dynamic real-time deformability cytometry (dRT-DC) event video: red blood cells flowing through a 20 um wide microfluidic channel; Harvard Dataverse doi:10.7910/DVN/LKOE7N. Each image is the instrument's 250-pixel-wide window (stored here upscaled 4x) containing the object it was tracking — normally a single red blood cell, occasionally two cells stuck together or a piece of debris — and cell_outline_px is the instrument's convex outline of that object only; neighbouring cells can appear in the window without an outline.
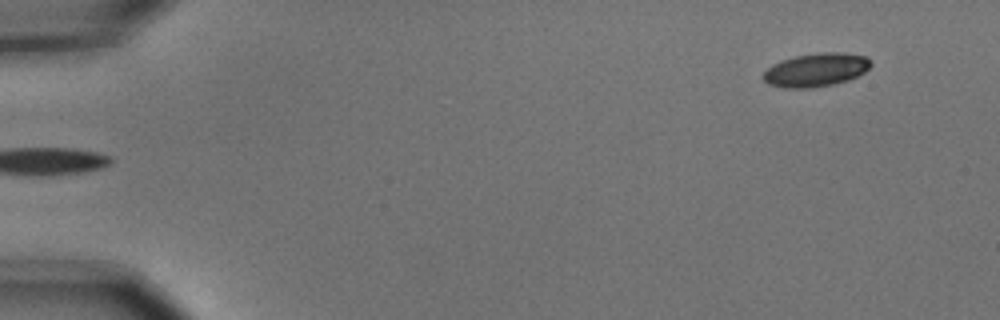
{"species": "common noctule bat (a hibernating species)", "species_latin": "Nyctalus noctula", "temperature_condition": "cold", "stored_images_in_passage": 6, "segment_of_instrument_passage": [2, 2], "camera_frame_rate_fps": 3000, "um_per_image_px": 0.085, "animal": {"sex": "male", "body_mass_g": 15.6}, "frame": {"image": 1, "passage_image": 6, "time_ms": 1.667, "image_size_px": [1000, 320], "cell_outline_px": [[872, 64], [864, 72], [848, 80], [832, 84], [812, 88], [784, 88], [768, 84], [760, 76], [772, 64], [780, 60], [796, 56], [816, 52], [844, 52], [868, 56]], "centroid_in_image_um": [69.34, 5.93], "position_along_channel_um": 15.7, "area_um2": 21.21}}